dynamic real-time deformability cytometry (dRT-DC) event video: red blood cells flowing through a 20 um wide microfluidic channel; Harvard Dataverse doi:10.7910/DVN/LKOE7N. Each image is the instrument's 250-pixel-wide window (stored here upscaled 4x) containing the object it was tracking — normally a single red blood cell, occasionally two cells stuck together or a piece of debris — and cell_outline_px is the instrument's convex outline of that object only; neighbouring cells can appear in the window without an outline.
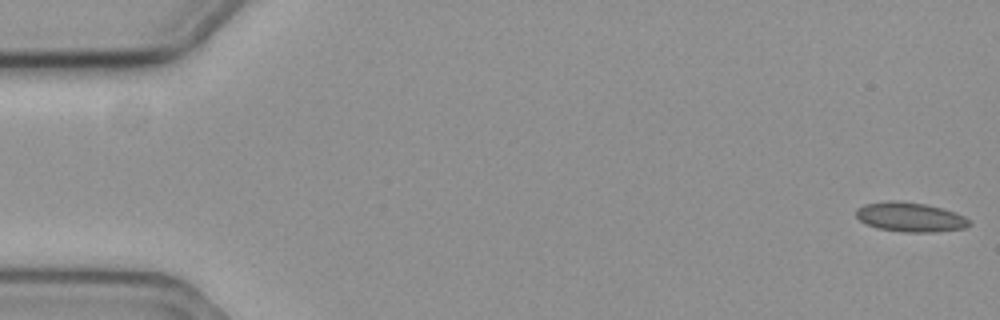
{"species": "common noctule bat (a hibernating species)", "species_latin": "Nyctalus noctula", "temperature_condition": "cold", "stored_images_in_passage": 54, "camera_frame_rate_fps": 3000, "um_per_image_px": 0.085, "animal": {"sex": "female", "body_mass_g": 19.3, "forearm_length_mm": 54.1}, "frame": {"image": 1, "passage_image": 1, "time_ms": 0.0, "image_size_px": [1000, 320], "cell_outline_px": [[972, 224], [964, 228], [936, 232], [904, 232], [876, 228], [860, 220], [856, 216], [856, 208], [864, 204], [888, 200], [900, 200], [928, 204], [944, 208], [956, 212], [972, 220]], "centroid_in_image_um": [77.4, 18.44], "position_along_channel_um": 7.6, "area_um2": 19.83}}
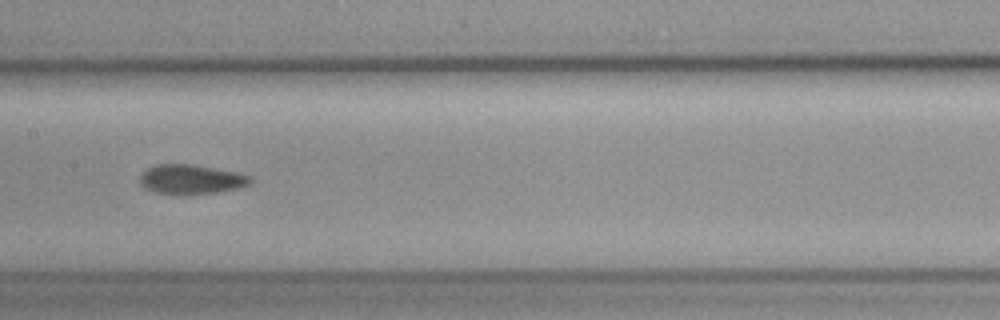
{"frame": {"image": 2, "passage_image": 29, "time_ms": 9.333, "image_size_px": [1000, 320], "cell_outline_px": [[252, 180], [248, 184], [236, 188], [216, 192], [188, 196], [184, 196], [156, 192], [144, 188], [140, 184], [140, 176], [148, 168], [156, 164], [192, 164], [236, 172], [252, 176]], "centroid_in_image_um": [16.22, 15.26], "position_along_channel_um": 191.2, "area_um2": 19.13}}
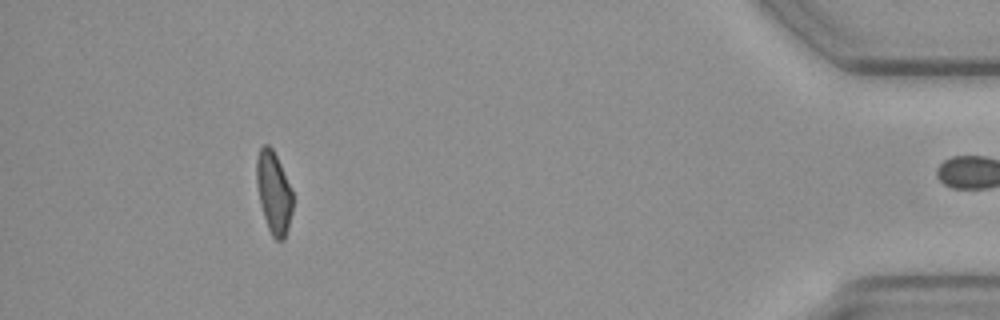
{"frame": {"image": 3, "passage_image": 53, "time_ms": 17.333, "image_size_px": [1000, 320], "cell_outline_px": [[292, 212], [288, 228], [284, 240], [276, 240], [272, 236], [268, 228], [260, 204], [256, 184], [256, 160], [260, 148], [264, 144], [268, 144], [272, 148], [280, 164], [292, 192]], "centroid_in_image_um": [23.25, 16.38], "position_along_channel_um": 412.0, "area_um2": 17.17}, "authors_computed_cell_mechanics": {"area_um2": 18.6116, "velocity_mm_per_s": 3.5933, "shape_relaxation_time_tau1_ms": 7.5721, "shape_relaxation_time_tau2_ms": 8.1487, "deformation_change_tau1": 0.1024, "deformation_change_tau2": 0.1273}}